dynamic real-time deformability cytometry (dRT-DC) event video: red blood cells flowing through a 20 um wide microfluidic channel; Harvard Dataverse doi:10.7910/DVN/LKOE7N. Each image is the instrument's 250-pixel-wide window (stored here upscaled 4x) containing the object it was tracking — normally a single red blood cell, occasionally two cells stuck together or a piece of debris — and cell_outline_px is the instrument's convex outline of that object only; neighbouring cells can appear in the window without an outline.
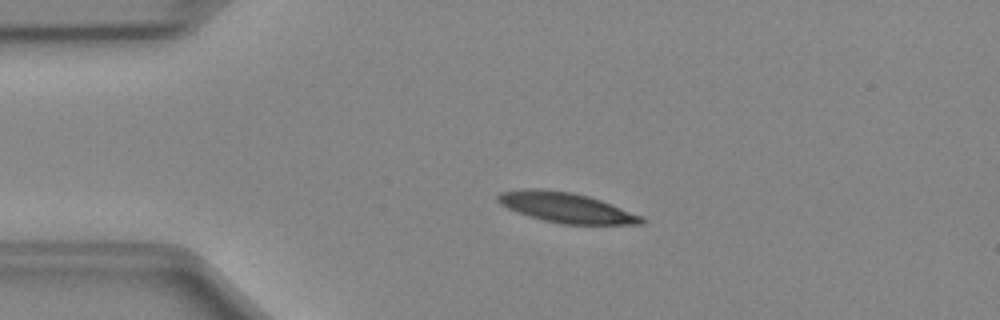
{"species": "Egyptian fruit bat (a non-hibernating species)", "species_latin": "Rousettus aegyptiacus", "temperature_condition": "cold", "stored_images_in_passage": 40, "camera_frame_rate_fps": 3000, "um_per_image_px": 0.085, "animal": {"sex": "female"}, "frame": {"image": 1, "passage_image": 1, "time_ms": 0.0, "image_size_px": [1000, 320], "cell_outline_px": [[648, 220], [644, 224], [564, 224], [544, 220], [528, 216], [516, 212], [500, 204], [496, 200], [496, 196], [500, 192], [520, 188], [544, 188], [572, 192], [588, 196], [600, 200], [644, 216]], "centroid_in_image_um": [48.11, 17.63], "position_along_channel_um": 36.9, "area_um2": 25.49}}
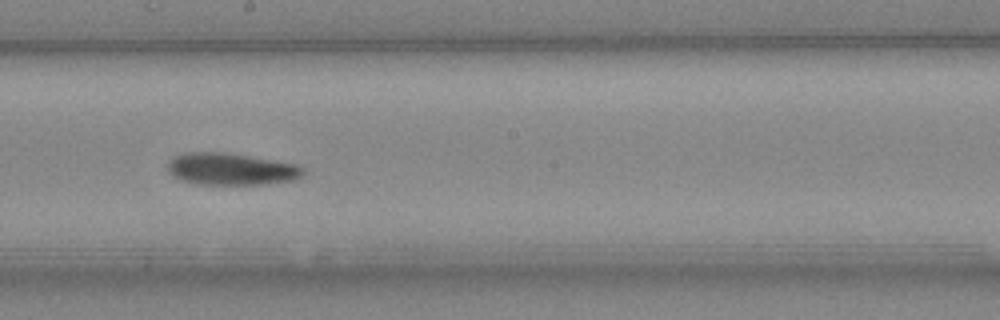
{"frame": {"image": 2, "passage_image": 18, "time_ms": 5.667, "image_size_px": [1000, 320], "cell_outline_px": [[304, 176], [292, 180], [260, 184], [192, 184], [180, 180], [172, 176], [168, 172], [168, 160], [172, 156], [184, 152], [224, 152], [296, 164], [304, 168]], "centroid_in_image_um": [19.57, 14.37], "position_along_channel_um": 228.6, "area_um2": 25.37}}
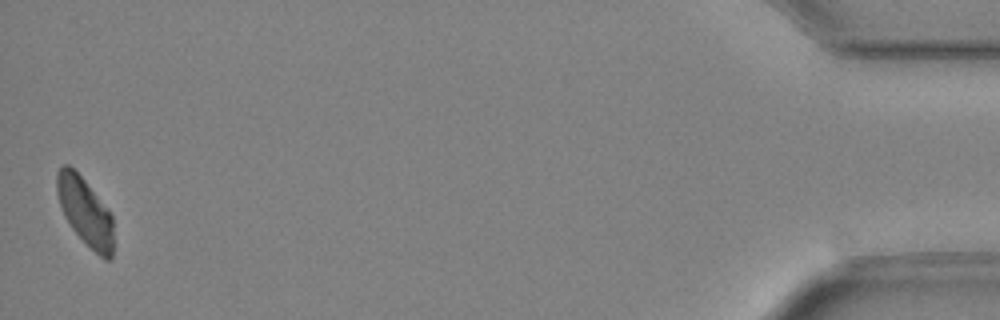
{"frame": {"image": 3, "passage_image": 40, "time_ms": 13.0, "image_size_px": [1000, 320], "cell_outline_px": [[112, 256], [108, 260], [104, 260], [72, 228], [64, 216], [56, 192], [56, 172], [64, 164], [68, 164], [84, 180], [108, 208], [112, 216]], "centroid_in_image_um": [7.22, 17.95], "position_along_channel_um": 428.0, "area_um2": 21.91}, "authors_computed_cell_mechanics": {"area_um2": 25.2875, "velocity_mm_per_s": 3.9856, "shape_relaxation_time_tau1_ms": 7.3746, "shape_relaxation_time_tau2_ms": null, "deformation_change_tau1": 0.1456, "deformation_change_tau2": null}}